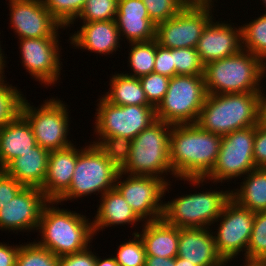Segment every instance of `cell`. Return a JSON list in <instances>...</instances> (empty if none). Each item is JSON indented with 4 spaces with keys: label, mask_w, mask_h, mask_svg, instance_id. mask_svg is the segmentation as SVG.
Here are the masks:
<instances>
[{
    "label": "cell",
    "mask_w": 266,
    "mask_h": 266,
    "mask_svg": "<svg viewBox=\"0 0 266 266\" xmlns=\"http://www.w3.org/2000/svg\"><path fill=\"white\" fill-rule=\"evenodd\" d=\"M221 138L197 123L172 125L169 160L176 179L205 178L216 164Z\"/></svg>",
    "instance_id": "1"
},
{
    "label": "cell",
    "mask_w": 266,
    "mask_h": 266,
    "mask_svg": "<svg viewBox=\"0 0 266 266\" xmlns=\"http://www.w3.org/2000/svg\"><path fill=\"white\" fill-rule=\"evenodd\" d=\"M58 205H61L60 208ZM62 206L57 200H49L45 204L36 231L40 241L33 240L58 257L82 251L89 246L92 248L91 243L96 240L92 218Z\"/></svg>",
    "instance_id": "2"
},
{
    "label": "cell",
    "mask_w": 266,
    "mask_h": 266,
    "mask_svg": "<svg viewBox=\"0 0 266 266\" xmlns=\"http://www.w3.org/2000/svg\"><path fill=\"white\" fill-rule=\"evenodd\" d=\"M177 180L184 181V184L189 183L187 185L194 187L195 191L193 190V193L189 192V194L186 192L180 196L176 194L178 197L175 195V198L169 199L170 201H164L162 219L177 228H210L231 199V187L223 190L219 186L217 187L218 183L206 178H178L175 183ZM208 183L214 184L216 188L214 186V189L210 186V189L204 187L208 186Z\"/></svg>",
    "instance_id": "3"
},
{
    "label": "cell",
    "mask_w": 266,
    "mask_h": 266,
    "mask_svg": "<svg viewBox=\"0 0 266 266\" xmlns=\"http://www.w3.org/2000/svg\"><path fill=\"white\" fill-rule=\"evenodd\" d=\"M261 95L262 92L208 94L196 123L220 136L256 126L261 121Z\"/></svg>",
    "instance_id": "4"
},
{
    "label": "cell",
    "mask_w": 266,
    "mask_h": 266,
    "mask_svg": "<svg viewBox=\"0 0 266 266\" xmlns=\"http://www.w3.org/2000/svg\"><path fill=\"white\" fill-rule=\"evenodd\" d=\"M203 76L207 94L262 92L266 64L241 49L235 55L206 64Z\"/></svg>",
    "instance_id": "5"
},
{
    "label": "cell",
    "mask_w": 266,
    "mask_h": 266,
    "mask_svg": "<svg viewBox=\"0 0 266 266\" xmlns=\"http://www.w3.org/2000/svg\"><path fill=\"white\" fill-rule=\"evenodd\" d=\"M172 125L156 120L140 132L131 144L129 161L120 171L129 175L176 179L169 160V138ZM170 175V177H168ZM172 175V176H171Z\"/></svg>",
    "instance_id": "6"
},
{
    "label": "cell",
    "mask_w": 266,
    "mask_h": 266,
    "mask_svg": "<svg viewBox=\"0 0 266 266\" xmlns=\"http://www.w3.org/2000/svg\"><path fill=\"white\" fill-rule=\"evenodd\" d=\"M89 143V144H88ZM77 147V163L69 189L57 200L59 203L78 202L82 197L98 195L115 188L120 170L96 144ZM100 195V196H99Z\"/></svg>",
    "instance_id": "7"
},
{
    "label": "cell",
    "mask_w": 266,
    "mask_h": 266,
    "mask_svg": "<svg viewBox=\"0 0 266 266\" xmlns=\"http://www.w3.org/2000/svg\"><path fill=\"white\" fill-rule=\"evenodd\" d=\"M29 101L31 102L25 95L20 107V113L31 125L36 143L39 146L53 151L75 144L73 140H70L71 137L69 136V134L71 135L70 115L72 112L69 111V106L65 101L60 100L58 96H53L49 99L47 97L37 107Z\"/></svg>",
    "instance_id": "8"
},
{
    "label": "cell",
    "mask_w": 266,
    "mask_h": 266,
    "mask_svg": "<svg viewBox=\"0 0 266 266\" xmlns=\"http://www.w3.org/2000/svg\"><path fill=\"white\" fill-rule=\"evenodd\" d=\"M207 95L204 76L175 75L155 108L156 119L171 125L196 123Z\"/></svg>",
    "instance_id": "9"
},
{
    "label": "cell",
    "mask_w": 266,
    "mask_h": 266,
    "mask_svg": "<svg viewBox=\"0 0 266 266\" xmlns=\"http://www.w3.org/2000/svg\"><path fill=\"white\" fill-rule=\"evenodd\" d=\"M218 0H195L173 18L156 25L158 44L169 49L196 48L208 23L214 18ZM215 10V11H214Z\"/></svg>",
    "instance_id": "10"
},
{
    "label": "cell",
    "mask_w": 266,
    "mask_h": 266,
    "mask_svg": "<svg viewBox=\"0 0 266 266\" xmlns=\"http://www.w3.org/2000/svg\"><path fill=\"white\" fill-rule=\"evenodd\" d=\"M254 216L253 211L240 206L231 198L226 203L220 216L210 227L216 249L228 266L234 264L236 258L237 263L239 262L238 258L241 259L240 261L244 258L243 261L246 262ZM240 256L243 258H240Z\"/></svg>",
    "instance_id": "11"
},
{
    "label": "cell",
    "mask_w": 266,
    "mask_h": 266,
    "mask_svg": "<svg viewBox=\"0 0 266 266\" xmlns=\"http://www.w3.org/2000/svg\"><path fill=\"white\" fill-rule=\"evenodd\" d=\"M97 101L93 136H120L133 140L157 120L154 106L114 105L102 95Z\"/></svg>",
    "instance_id": "12"
},
{
    "label": "cell",
    "mask_w": 266,
    "mask_h": 266,
    "mask_svg": "<svg viewBox=\"0 0 266 266\" xmlns=\"http://www.w3.org/2000/svg\"><path fill=\"white\" fill-rule=\"evenodd\" d=\"M254 137L255 126L238 129L222 136L216 164L205 178L219 185L225 182L230 184L254 170Z\"/></svg>",
    "instance_id": "13"
},
{
    "label": "cell",
    "mask_w": 266,
    "mask_h": 266,
    "mask_svg": "<svg viewBox=\"0 0 266 266\" xmlns=\"http://www.w3.org/2000/svg\"><path fill=\"white\" fill-rule=\"evenodd\" d=\"M171 183L157 177L119 172L115 188L135 214L143 222H149L162 219L164 201L168 200L165 196L172 191Z\"/></svg>",
    "instance_id": "14"
},
{
    "label": "cell",
    "mask_w": 266,
    "mask_h": 266,
    "mask_svg": "<svg viewBox=\"0 0 266 266\" xmlns=\"http://www.w3.org/2000/svg\"><path fill=\"white\" fill-rule=\"evenodd\" d=\"M59 38L61 37L26 38L17 41L20 63L26 70L25 73H29L30 78L46 89H53V86L57 87L59 82L62 83L63 49Z\"/></svg>",
    "instance_id": "15"
},
{
    "label": "cell",
    "mask_w": 266,
    "mask_h": 266,
    "mask_svg": "<svg viewBox=\"0 0 266 266\" xmlns=\"http://www.w3.org/2000/svg\"><path fill=\"white\" fill-rule=\"evenodd\" d=\"M7 1L10 22L8 24L10 29H13V37L16 36L18 39L60 37V34L67 29L52 16L43 0Z\"/></svg>",
    "instance_id": "16"
},
{
    "label": "cell",
    "mask_w": 266,
    "mask_h": 266,
    "mask_svg": "<svg viewBox=\"0 0 266 266\" xmlns=\"http://www.w3.org/2000/svg\"><path fill=\"white\" fill-rule=\"evenodd\" d=\"M49 200L40 188L23 187L20 192L0 209V230L36 233L43 207Z\"/></svg>",
    "instance_id": "17"
},
{
    "label": "cell",
    "mask_w": 266,
    "mask_h": 266,
    "mask_svg": "<svg viewBox=\"0 0 266 266\" xmlns=\"http://www.w3.org/2000/svg\"><path fill=\"white\" fill-rule=\"evenodd\" d=\"M231 21H216L214 17L204 29L196 46L204 65L235 55L242 49L241 25Z\"/></svg>",
    "instance_id": "18"
},
{
    "label": "cell",
    "mask_w": 266,
    "mask_h": 266,
    "mask_svg": "<svg viewBox=\"0 0 266 266\" xmlns=\"http://www.w3.org/2000/svg\"><path fill=\"white\" fill-rule=\"evenodd\" d=\"M79 25L80 27H76L77 31L69 33L67 43L70 42L71 48L96 53L97 57L98 55L112 57L118 54L117 51L121 52L123 44L115 20L84 22Z\"/></svg>",
    "instance_id": "19"
},
{
    "label": "cell",
    "mask_w": 266,
    "mask_h": 266,
    "mask_svg": "<svg viewBox=\"0 0 266 266\" xmlns=\"http://www.w3.org/2000/svg\"><path fill=\"white\" fill-rule=\"evenodd\" d=\"M115 22L125 46L156 39V24L149 18L142 0H118Z\"/></svg>",
    "instance_id": "20"
},
{
    "label": "cell",
    "mask_w": 266,
    "mask_h": 266,
    "mask_svg": "<svg viewBox=\"0 0 266 266\" xmlns=\"http://www.w3.org/2000/svg\"><path fill=\"white\" fill-rule=\"evenodd\" d=\"M177 256L197 266L228 265L216 249L211 228H179Z\"/></svg>",
    "instance_id": "21"
},
{
    "label": "cell",
    "mask_w": 266,
    "mask_h": 266,
    "mask_svg": "<svg viewBox=\"0 0 266 266\" xmlns=\"http://www.w3.org/2000/svg\"><path fill=\"white\" fill-rule=\"evenodd\" d=\"M97 211H94L92 224L95 236L108 227H119L130 225L131 229L136 228L132 234H137L139 224L144 222L135 214L132 208L127 204L124 197L116 188L107 191L98 199ZM136 224V225H135Z\"/></svg>",
    "instance_id": "22"
},
{
    "label": "cell",
    "mask_w": 266,
    "mask_h": 266,
    "mask_svg": "<svg viewBox=\"0 0 266 266\" xmlns=\"http://www.w3.org/2000/svg\"><path fill=\"white\" fill-rule=\"evenodd\" d=\"M77 163V145L50 151L47 175L41 191L48 200H58L70 187Z\"/></svg>",
    "instance_id": "23"
},
{
    "label": "cell",
    "mask_w": 266,
    "mask_h": 266,
    "mask_svg": "<svg viewBox=\"0 0 266 266\" xmlns=\"http://www.w3.org/2000/svg\"><path fill=\"white\" fill-rule=\"evenodd\" d=\"M37 145L31 125L19 113L0 128V170Z\"/></svg>",
    "instance_id": "24"
},
{
    "label": "cell",
    "mask_w": 266,
    "mask_h": 266,
    "mask_svg": "<svg viewBox=\"0 0 266 266\" xmlns=\"http://www.w3.org/2000/svg\"><path fill=\"white\" fill-rule=\"evenodd\" d=\"M50 151L38 144L10 161L2 170L24 187L42 188L47 175Z\"/></svg>",
    "instance_id": "25"
},
{
    "label": "cell",
    "mask_w": 266,
    "mask_h": 266,
    "mask_svg": "<svg viewBox=\"0 0 266 266\" xmlns=\"http://www.w3.org/2000/svg\"><path fill=\"white\" fill-rule=\"evenodd\" d=\"M139 227L137 234L144 244L146 256L177 257L179 228L169 225L163 219L144 222Z\"/></svg>",
    "instance_id": "26"
},
{
    "label": "cell",
    "mask_w": 266,
    "mask_h": 266,
    "mask_svg": "<svg viewBox=\"0 0 266 266\" xmlns=\"http://www.w3.org/2000/svg\"><path fill=\"white\" fill-rule=\"evenodd\" d=\"M240 180L231 188V198L254 213L266 211V168H255Z\"/></svg>",
    "instance_id": "27"
},
{
    "label": "cell",
    "mask_w": 266,
    "mask_h": 266,
    "mask_svg": "<svg viewBox=\"0 0 266 266\" xmlns=\"http://www.w3.org/2000/svg\"><path fill=\"white\" fill-rule=\"evenodd\" d=\"M110 88L101 94L107 101L114 105L152 106L145 95L139 78L128 76L122 71L113 72L109 76Z\"/></svg>",
    "instance_id": "28"
},
{
    "label": "cell",
    "mask_w": 266,
    "mask_h": 266,
    "mask_svg": "<svg viewBox=\"0 0 266 266\" xmlns=\"http://www.w3.org/2000/svg\"><path fill=\"white\" fill-rule=\"evenodd\" d=\"M128 48V61L129 73L123 71L124 74L136 78L148 75L153 72L155 55H156V39L148 42H131L126 43ZM127 72V73H126Z\"/></svg>",
    "instance_id": "29"
},
{
    "label": "cell",
    "mask_w": 266,
    "mask_h": 266,
    "mask_svg": "<svg viewBox=\"0 0 266 266\" xmlns=\"http://www.w3.org/2000/svg\"><path fill=\"white\" fill-rule=\"evenodd\" d=\"M259 15L255 19L250 16V22L241 24L242 49L259 57L266 64V13L260 12Z\"/></svg>",
    "instance_id": "30"
},
{
    "label": "cell",
    "mask_w": 266,
    "mask_h": 266,
    "mask_svg": "<svg viewBox=\"0 0 266 266\" xmlns=\"http://www.w3.org/2000/svg\"><path fill=\"white\" fill-rule=\"evenodd\" d=\"M92 138L94 140L89 142L96 144L120 171L126 166L131 151V139L120 136H93Z\"/></svg>",
    "instance_id": "31"
},
{
    "label": "cell",
    "mask_w": 266,
    "mask_h": 266,
    "mask_svg": "<svg viewBox=\"0 0 266 266\" xmlns=\"http://www.w3.org/2000/svg\"><path fill=\"white\" fill-rule=\"evenodd\" d=\"M6 79V77H0V128L20 113V107L25 97L21 89L13 86Z\"/></svg>",
    "instance_id": "32"
},
{
    "label": "cell",
    "mask_w": 266,
    "mask_h": 266,
    "mask_svg": "<svg viewBox=\"0 0 266 266\" xmlns=\"http://www.w3.org/2000/svg\"><path fill=\"white\" fill-rule=\"evenodd\" d=\"M117 12L118 0H87L78 17L68 27L75 28L77 22L115 20Z\"/></svg>",
    "instance_id": "33"
},
{
    "label": "cell",
    "mask_w": 266,
    "mask_h": 266,
    "mask_svg": "<svg viewBox=\"0 0 266 266\" xmlns=\"http://www.w3.org/2000/svg\"><path fill=\"white\" fill-rule=\"evenodd\" d=\"M59 257L35 241L20 244L16 266H58Z\"/></svg>",
    "instance_id": "34"
},
{
    "label": "cell",
    "mask_w": 266,
    "mask_h": 266,
    "mask_svg": "<svg viewBox=\"0 0 266 266\" xmlns=\"http://www.w3.org/2000/svg\"><path fill=\"white\" fill-rule=\"evenodd\" d=\"M266 260V211L256 212L246 253V262Z\"/></svg>",
    "instance_id": "35"
},
{
    "label": "cell",
    "mask_w": 266,
    "mask_h": 266,
    "mask_svg": "<svg viewBox=\"0 0 266 266\" xmlns=\"http://www.w3.org/2000/svg\"><path fill=\"white\" fill-rule=\"evenodd\" d=\"M129 240L122 241L117 246L114 256L119 266H145L146 252L144 244L138 234H131ZM131 239V240H130Z\"/></svg>",
    "instance_id": "36"
},
{
    "label": "cell",
    "mask_w": 266,
    "mask_h": 266,
    "mask_svg": "<svg viewBox=\"0 0 266 266\" xmlns=\"http://www.w3.org/2000/svg\"><path fill=\"white\" fill-rule=\"evenodd\" d=\"M45 7L52 16L64 27L78 17L87 0H43Z\"/></svg>",
    "instance_id": "37"
},
{
    "label": "cell",
    "mask_w": 266,
    "mask_h": 266,
    "mask_svg": "<svg viewBox=\"0 0 266 266\" xmlns=\"http://www.w3.org/2000/svg\"><path fill=\"white\" fill-rule=\"evenodd\" d=\"M175 75L203 76L204 64L196 48L173 49Z\"/></svg>",
    "instance_id": "38"
},
{
    "label": "cell",
    "mask_w": 266,
    "mask_h": 266,
    "mask_svg": "<svg viewBox=\"0 0 266 266\" xmlns=\"http://www.w3.org/2000/svg\"><path fill=\"white\" fill-rule=\"evenodd\" d=\"M149 14V18L157 25L173 18L187 4V0H142Z\"/></svg>",
    "instance_id": "39"
},
{
    "label": "cell",
    "mask_w": 266,
    "mask_h": 266,
    "mask_svg": "<svg viewBox=\"0 0 266 266\" xmlns=\"http://www.w3.org/2000/svg\"><path fill=\"white\" fill-rule=\"evenodd\" d=\"M148 102L155 108L167 93L170 78L155 72L139 78Z\"/></svg>",
    "instance_id": "40"
},
{
    "label": "cell",
    "mask_w": 266,
    "mask_h": 266,
    "mask_svg": "<svg viewBox=\"0 0 266 266\" xmlns=\"http://www.w3.org/2000/svg\"><path fill=\"white\" fill-rule=\"evenodd\" d=\"M153 72L172 78L175 76L173 49L158 44L156 40V55Z\"/></svg>",
    "instance_id": "41"
},
{
    "label": "cell",
    "mask_w": 266,
    "mask_h": 266,
    "mask_svg": "<svg viewBox=\"0 0 266 266\" xmlns=\"http://www.w3.org/2000/svg\"><path fill=\"white\" fill-rule=\"evenodd\" d=\"M253 157L256 168H266V125L261 121L255 126Z\"/></svg>",
    "instance_id": "42"
},
{
    "label": "cell",
    "mask_w": 266,
    "mask_h": 266,
    "mask_svg": "<svg viewBox=\"0 0 266 266\" xmlns=\"http://www.w3.org/2000/svg\"><path fill=\"white\" fill-rule=\"evenodd\" d=\"M86 249L59 257L58 266H95L96 250Z\"/></svg>",
    "instance_id": "43"
},
{
    "label": "cell",
    "mask_w": 266,
    "mask_h": 266,
    "mask_svg": "<svg viewBox=\"0 0 266 266\" xmlns=\"http://www.w3.org/2000/svg\"><path fill=\"white\" fill-rule=\"evenodd\" d=\"M23 187L15 178L0 170V209L12 201Z\"/></svg>",
    "instance_id": "44"
},
{
    "label": "cell",
    "mask_w": 266,
    "mask_h": 266,
    "mask_svg": "<svg viewBox=\"0 0 266 266\" xmlns=\"http://www.w3.org/2000/svg\"><path fill=\"white\" fill-rule=\"evenodd\" d=\"M8 243V244H7ZM0 242V266H16V258L20 248L19 245H11L9 242Z\"/></svg>",
    "instance_id": "45"
},
{
    "label": "cell",
    "mask_w": 266,
    "mask_h": 266,
    "mask_svg": "<svg viewBox=\"0 0 266 266\" xmlns=\"http://www.w3.org/2000/svg\"><path fill=\"white\" fill-rule=\"evenodd\" d=\"M145 266H175V258L146 256Z\"/></svg>",
    "instance_id": "46"
},
{
    "label": "cell",
    "mask_w": 266,
    "mask_h": 266,
    "mask_svg": "<svg viewBox=\"0 0 266 266\" xmlns=\"http://www.w3.org/2000/svg\"><path fill=\"white\" fill-rule=\"evenodd\" d=\"M107 256L109 257L107 258ZM107 256L105 258V256L102 257V256H99L98 253H96L95 266H119L113 254H111V256L110 255H107Z\"/></svg>",
    "instance_id": "47"
},
{
    "label": "cell",
    "mask_w": 266,
    "mask_h": 266,
    "mask_svg": "<svg viewBox=\"0 0 266 266\" xmlns=\"http://www.w3.org/2000/svg\"><path fill=\"white\" fill-rule=\"evenodd\" d=\"M0 34H1V32H0ZM1 44L2 43L0 41V77H5L6 76L5 74H7V73H5L4 69H6V67H8L7 63H9V62L6 61V59L8 57L5 56V51H3V49H2L3 45H1Z\"/></svg>",
    "instance_id": "48"
},
{
    "label": "cell",
    "mask_w": 266,
    "mask_h": 266,
    "mask_svg": "<svg viewBox=\"0 0 266 266\" xmlns=\"http://www.w3.org/2000/svg\"><path fill=\"white\" fill-rule=\"evenodd\" d=\"M266 86H264V90L261 95V122L266 125Z\"/></svg>",
    "instance_id": "49"
},
{
    "label": "cell",
    "mask_w": 266,
    "mask_h": 266,
    "mask_svg": "<svg viewBox=\"0 0 266 266\" xmlns=\"http://www.w3.org/2000/svg\"><path fill=\"white\" fill-rule=\"evenodd\" d=\"M175 266H197L195 264L190 263L187 259H183L180 257H175Z\"/></svg>",
    "instance_id": "50"
},
{
    "label": "cell",
    "mask_w": 266,
    "mask_h": 266,
    "mask_svg": "<svg viewBox=\"0 0 266 266\" xmlns=\"http://www.w3.org/2000/svg\"><path fill=\"white\" fill-rule=\"evenodd\" d=\"M240 266H266V265L262 262H244L243 261V265L241 264Z\"/></svg>",
    "instance_id": "51"
},
{
    "label": "cell",
    "mask_w": 266,
    "mask_h": 266,
    "mask_svg": "<svg viewBox=\"0 0 266 266\" xmlns=\"http://www.w3.org/2000/svg\"><path fill=\"white\" fill-rule=\"evenodd\" d=\"M260 2H262L260 5H262L265 9V11L263 13H266V0H260Z\"/></svg>",
    "instance_id": "52"
}]
</instances>
